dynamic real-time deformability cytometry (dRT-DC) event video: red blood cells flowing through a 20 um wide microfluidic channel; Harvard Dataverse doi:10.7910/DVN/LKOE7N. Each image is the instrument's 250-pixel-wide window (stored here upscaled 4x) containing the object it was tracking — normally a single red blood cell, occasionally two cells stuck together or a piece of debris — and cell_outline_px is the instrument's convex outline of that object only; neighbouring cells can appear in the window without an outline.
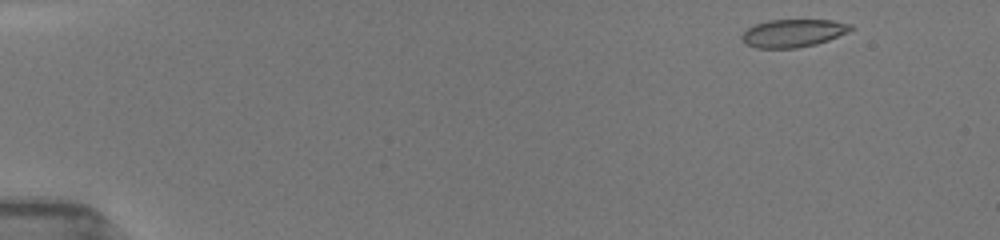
{"species": "common noctule bat (a hibernating species)", "species_latin": "Nyctalus noctula", "temperature_condition": "room temperature", "stored_images_in_passage": 38, "camera_frame_rate_fps": 3000, "um_per_image_px": 0.085, "animal": {"sex": "female", "body_mass_g": 19.5, "forearm_length_mm": 54.1}, "frame": {"image": 1, "passage_image": 1, "time_ms": 0.0, "image_size_px": [1000, 240], "cell_outline_px": [[856, 28], [848, 32], [828, 40], [816, 44], [796, 48], [756, 48], [744, 44], [740, 40], [740, 36], [748, 28], [756, 24], [768, 20], [832, 20], [852, 24]], "centroid_in_image_um": [67.41, 2.82], "position_along_channel_um": 17.6, "area_um2": 17.86}}
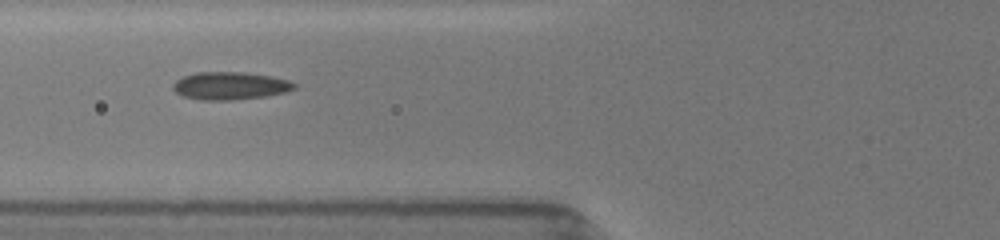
{"frame": {"image": 2, "passage_image": 19, "time_ms": 5.333, "image_size_px": [1000, 240], "cell_outline_px": [[296, 88], [284, 92], [264, 96], [232, 100], [204, 100], [184, 96], [176, 92], [172, 88], [172, 84], [176, 80], [184, 76], [196, 72], [244, 72], [272, 76], [288, 80], [296, 84]], "centroid_in_image_um": [19.55, 7.28], "position_along_channel_um": 106.3, "area_um2": 19.48}}
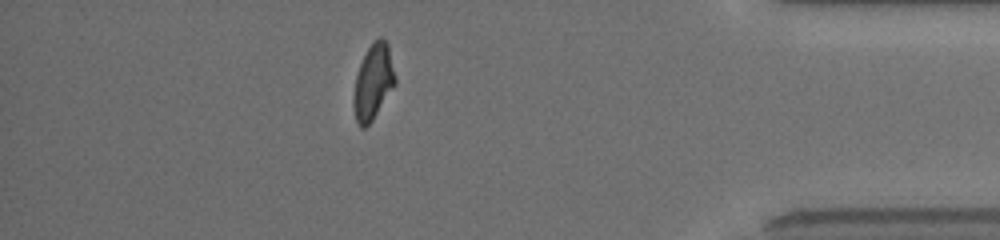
{"frame": {"image": 3, "passage_image": 34, "time_ms": 13.667, "image_size_px": [1000, 240], "cell_outline_px": [[396, 84], [372, 120], [364, 128], [360, 128], [356, 120], [352, 104], [352, 100], [356, 76], [360, 64], [372, 40], [380, 36], [388, 44], [396, 76]], "centroid_in_image_um": [31.72, 6.95], "position_along_channel_um": 403.5, "area_um2": 18.32}, "authors_computed_cell_mechanics": {"area_um2": 18.6694, "velocity_mm_per_s": 3.9666, "shape_relaxation_time_tau1_ms": 6.3934, "shape_relaxation_time_tau2_ms": 1.8923, "deformation_change_tau1": 0.1403, "deformation_change_tau2": 0.0571}}